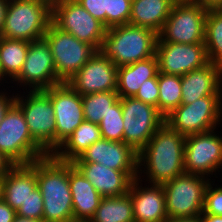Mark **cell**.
Wrapping results in <instances>:
<instances>
[{"label":"cell","instance_id":"cell-6","mask_svg":"<svg viewBox=\"0 0 222 222\" xmlns=\"http://www.w3.org/2000/svg\"><path fill=\"white\" fill-rule=\"evenodd\" d=\"M26 93L25 96L17 93L15 103L24 115L32 138L48 154H53L56 150V123L51 98L44 90H27Z\"/></svg>","mask_w":222,"mask_h":222},{"label":"cell","instance_id":"cell-8","mask_svg":"<svg viewBox=\"0 0 222 222\" xmlns=\"http://www.w3.org/2000/svg\"><path fill=\"white\" fill-rule=\"evenodd\" d=\"M222 96H205L181 104L165 117V123L183 136L218 129L222 121Z\"/></svg>","mask_w":222,"mask_h":222},{"label":"cell","instance_id":"cell-17","mask_svg":"<svg viewBox=\"0 0 222 222\" xmlns=\"http://www.w3.org/2000/svg\"><path fill=\"white\" fill-rule=\"evenodd\" d=\"M118 67L100 51L74 74L67 84L80 96L97 92L116 91Z\"/></svg>","mask_w":222,"mask_h":222},{"label":"cell","instance_id":"cell-23","mask_svg":"<svg viewBox=\"0 0 222 222\" xmlns=\"http://www.w3.org/2000/svg\"><path fill=\"white\" fill-rule=\"evenodd\" d=\"M69 183L72 194L74 220H90L99 207L102 199L101 194L72 162H69Z\"/></svg>","mask_w":222,"mask_h":222},{"label":"cell","instance_id":"cell-45","mask_svg":"<svg viewBox=\"0 0 222 222\" xmlns=\"http://www.w3.org/2000/svg\"><path fill=\"white\" fill-rule=\"evenodd\" d=\"M14 222H43V220H35L26 217L16 216Z\"/></svg>","mask_w":222,"mask_h":222},{"label":"cell","instance_id":"cell-21","mask_svg":"<svg viewBox=\"0 0 222 222\" xmlns=\"http://www.w3.org/2000/svg\"><path fill=\"white\" fill-rule=\"evenodd\" d=\"M181 104H191L205 96H222V67L209 62L181 76Z\"/></svg>","mask_w":222,"mask_h":222},{"label":"cell","instance_id":"cell-42","mask_svg":"<svg viewBox=\"0 0 222 222\" xmlns=\"http://www.w3.org/2000/svg\"><path fill=\"white\" fill-rule=\"evenodd\" d=\"M9 0H0V32L4 25L5 13Z\"/></svg>","mask_w":222,"mask_h":222},{"label":"cell","instance_id":"cell-24","mask_svg":"<svg viewBox=\"0 0 222 222\" xmlns=\"http://www.w3.org/2000/svg\"><path fill=\"white\" fill-rule=\"evenodd\" d=\"M159 68L156 55L133 64L118 67L117 89L120 98L134 97L140 85L153 77H158Z\"/></svg>","mask_w":222,"mask_h":222},{"label":"cell","instance_id":"cell-32","mask_svg":"<svg viewBox=\"0 0 222 222\" xmlns=\"http://www.w3.org/2000/svg\"><path fill=\"white\" fill-rule=\"evenodd\" d=\"M99 128L103 139L123 142L124 126L120 99L110 106V110L99 123Z\"/></svg>","mask_w":222,"mask_h":222},{"label":"cell","instance_id":"cell-15","mask_svg":"<svg viewBox=\"0 0 222 222\" xmlns=\"http://www.w3.org/2000/svg\"><path fill=\"white\" fill-rule=\"evenodd\" d=\"M51 98L56 123V149L84 121L83 102L67 82L44 90Z\"/></svg>","mask_w":222,"mask_h":222},{"label":"cell","instance_id":"cell-47","mask_svg":"<svg viewBox=\"0 0 222 222\" xmlns=\"http://www.w3.org/2000/svg\"><path fill=\"white\" fill-rule=\"evenodd\" d=\"M69 222H90V220H71Z\"/></svg>","mask_w":222,"mask_h":222},{"label":"cell","instance_id":"cell-28","mask_svg":"<svg viewBox=\"0 0 222 222\" xmlns=\"http://www.w3.org/2000/svg\"><path fill=\"white\" fill-rule=\"evenodd\" d=\"M90 222H135L130 194L102 197Z\"/></svg>","mask_w":222,"mask_h":222},{"label":"cell","instance_id":"cell-26","mask_svg":"<svg viewBox=\"0 0 222 222\" xmlns=\"http://www.w3.org/2000/svg\"><path fill=\"white\" fill-rule=\"evenodd\" d=\"M101 138L99 124L83 121L52 155L57 160L73 162Z\"/></svg>","mask_w":222,"mask_h":222},{"label":"cell","instance_id":"cell-1","mask_svg":"<svg viewBox=\"0 0 222 222\" xmlns=\"http://www.w3.org/2000/svg\"><path fill=\"white\" fill-rule=\"evenodd\" d=\"M184 146L185 136L164 123L138 153V178L162 185L184 174Z\"/></svg>","mask_w":222,"mask_h":222},{"label":"cell","instance_id":"cell-5","mask_svg":"<svg viewBox=\"0 0 222 222\" xmlns=\"http://www.w3.org/2000/svg\"><path fill=\"white\" fill-rule=\"evenodd\" d=\"M0 153L14 165L49 155L31 136L20 107L14 103L0 123Z\"/></svg>","mask_w":222,"mask_h":222},{"label":"cell","instance_id":"cell-9","mask_svg":"<svg viewBox=\"0 0 222 222\" xmlns=\"http://www.w3.org/2000/svg\"><path fill=\"white\" fill-rule=\"evenodd\" d=\"M207 11L196 2L176 1L157 42L204 43Z\"/></svg>","mask_w":222,"mask_h":222},{"label":"cell","instance_id":"cell-11","mask_svg":"<svg viewBox=\"0 0 222 222\" xmlns=\"http://www.w3.org/2000/svg\"><path fill=\"white\" fill-rule=\"evenodd\" d=\"M50 46L56 67V75L67 82L96 53V49L64 32L52 22L43 37Z\"/></svg>","mask_w":222,"mask_h":222},{"label":"cell","instance_id":"cell-14","mask_svg":"<svg viewBox=\"0 0 222 222\" xmlns=\"http://www.w3.org/2000/svg\"><path fill=\"white\" fill-rule=\"evenodd\" d=\"M13 82L23 86V91L27 86L28 91H37L62 83L56 75L50 46L44 38L29 42L23 67Z\"/></svg>","mask_w":222,"mask_h":222},{"label":"cell","instance_id":"cell-31","mask_svg":"<svg viewBox=\"0 0 222 222\" xmlns=\"http://www.w3.org/2000/svg\"><path fill=\"white\" fill-rule=\"evenodd\" d=\"M84 121L99 124L120 97L116 91L97 92L81 96Z\"/></svg>","mask_w":222,"mask_h":222},{"label":"cell","instance_id":"cell-40","mask_svg":"<svg viewBox=\"0 0 222 222\" xmlns=\"http://www.w3.org/2000/svg\"><path fill=\"white\" fill-rule=\"evenodd\" d=\"M14 164L0 153V181L8 174Z\"/></svg>","mask_w":222,"mask_h":222},{"label":"cell","instance_id":"cell-20","mask_svg":"<svg viewBox=\"0 0 222 222\" xmlns=\"http://www.w3.org/2000/svg\"><path fill=\"white\" fill-rule=\"evenodd\" d=\"M141 178L133 179L129 194L133 204L135 222H166L165 193L162 185L150 184L143 187ZM141 184V185H139Z\"/></svg>","mask_w":222,"mask_h":222},{"label":"cell","instance_id":"cell-41","mask_svg":"<svg viewBox=\"0 0 222 222\" xmlns=\"http://www.w3.org/2000/svg\"><path fill=\"white\" fill-rule=\"evenodd\" d=\"M194 2L200 4L207 10L222 8V0H195Z\"/></svg>","mask_w":222,"mask_h":222},{"label":"cell","instance_id":"cell-25","mask_svg":"<svg viewBox=\"0 0 222 222\" xmlns=\"http://www.w3.org/2000/svg\"><path fill=\"white\" fill-rule=\"evenodd\" d=\"M176 0H133L129 24L161 31Z\"/></svg>","mask_w":222,"mask_h":222},{"label":"cell","instance_id":"cell-43","mask_svg":"<svg viewBox=\"0 0 222 222\" xmlns=\"http://www.w3.org/2000/svg\"><path fill=\"white\" fill-rule=\"evenodd\" d=\"M202 222H222V216L213 214H200Z\"/></svg>","mask_w":222,"mask_h":222},{"label":"cell","instance_id":"cell-34","mask_svg":"<svg viewBox=\"0 0 222 222\" xmlns=\"http://www.w3.org/2000/svg\"><path fill=\"white\" fill-rule=\"evenodd\" d=\"M43 198L40 190L36 188L33 192H30L28 198L24 203H21V207L17 210V216L26 217L29 219L43 220Z\"/></svg>","mask_w":222,"mask_h":222},{"label":"cell","instance_id":"cell-18","mask_svg":"<svg viewBox=\"0 0 222 222\" xmlns=\"http://www.w3.org/2000/svg\"><path fill=\"white\" fill-rule=\"evenodd\" d=\"M73 162L104 163L120 171H138V153L124 142L101 138L89 146Z\"/></svg>","mask_w":222,"mask_h":222},{"label":"cell","instance_id":"cell-12","mask_svg":"<svg viewBox=\"0 0 222 222\" xmlns=\"http://www.w3.org/2000/svg\"><path fill=\"white\" fill-rule=\"evenodd\" d=\"M123 116V142L139 153L154 133L165 123L155 106L135 99L120 98Z\"/></svg>","mask_w":222,"mask_h":222},{"label":"cell","instance_id":"cell-27","mask_svg":"<svg viewBox=\"0 0 222 222\" xmlns=\"http://www.w3.org/2000/svg\"><path fill=\"white\" fill-rule=\"evenodd\" d=\"M28 48L29 41L0 37V70L5 83L9 78V82H12L19 75Z\"/></svg>","mask_w":222,"mask_h":222},{"label":"cell","instance_id":"cell-38","mask_svg":"<svg viewBox=\"0 0 222 222\" xmlns=\"http://www.w3.org/2000/svg\"><path fill=\"white\" fill-rule=\"evenodd\" d=\"M8 91L5 90L2 92L0 90V123L4 119L7 111L9 108L15 103V97L14 93L12 95H8Z\"/></svg>","mask_w":222,"mask_h":222},{"label":"cell","instance_id":"cell-36","mask_svg":"<svg viewBox=\"0 0 222 222\" xmlns=\"http://www.w3.org/2000/svg\"><path fill=\"white\" fill-rule=\"evenodd\" d=\"M135 99L142 102L151 104L158 108V99H159V87H158V77H153L148 80H145L141 85L134 96Z\"/></svg>","mask_w":222,"mask_h":222},{"label":"cell","instance_id":"cell-19","mask_svg":"<svg viewBox=\"0 0 222 222\" xmlns=\"http://www.w3.org/2000/svg\"><path fill=\"white\" fill-rule=\"evenodd\" d=\"M102 197L127 194L138 171H120L108 168L104 163L72 162Z\"/></svg>","mask_w":222,"mask_h":222},{"label":"cell","instance_id":"cell-44","mask_svg":"<svg viewBox=\"0 0 222 222\" xmlns=\"http://www.w3.org/2000/svg\"><path fill=\"white\" fill-rule=\"evenodd\" d=\"M166 222H202V220L200 216H198V217H188V218H178V219L169 218Z\"/></svg>","mask_w":222,"mask_h":222},{"label":"cell","instance_id":"cell-13","mask_svg":"<svg viewBox=\"0 0 222 222\" xmlns=\"http://www.w3.org/2000/svg\"><path fill=\"white\" fill-rule=\"evenodd\" d=\"M211 131L185 137V173L203 175L209 178L222 169V136ZM220 168V169H219Z\"/></svg>","mask_w":222,"mask_h":222},{"label":"cell","instance_id":"cell-7","mask_svg":"<svg viewBox=\"0 0 222 222\" xmlns=\"http://www.w3.org/2000/svg\"><path fill=\"white\" fill-rule=\"evenodd\" d=\"M211 177L184 173L162 184L168 218L198 217L203 212L205 190Z\"/></svg>","mask_w":222,"mask_h":222},{"label":"cell","instance_id":"cell-16","mask_svg":"<svg viewBox=\"0 0 222 222\" xmlns=\"http://www.w3.org/2000/svg\"><path fill=\"white\" fill-rule=\"evenodd\" d=\"M155 55L159 72L169 75L183 76L209 63L204 43L157 42Z\"/></svg>","mask_w":222,"mask_h":222},{"label":"cell","instance_id":"cell-49","mask_svg":"<svg viewBox=\"0 0 222 222\" xmlns=\"http://www.w3.org/2000/svg\"><path fill=\"white\" fill-rule=\"evenodd\" d=\"M180 1H190V2H194L195 0H180Z\"/></svg>","mask_w":222,"mask_h":222},{"label":"cell","instance_id":"cell-37","mask_svg":"<svg viewBox=\"0 0 222 222\" xmlns=\"http://www.w3.org/2000/svg\"><path fill=\"white\" fill-rule=\"evenodd\" d=\"M94 18L106 27V0H77Z\"/></svg>","mask_w":222,"mask_h":222},{"label":"cell","instance_id":"cell-4","mask_svg":"<svg viewBox=\"0 0 222 222\" xmlns=\"http://www.w3.org/2000/svg\"><path fill=\"white\" fill-rule=\"evenodd\" d=\"M52 19V0H9L0 37L42 39Z\"/></svg>","mask_w":222,"mask_h":222},{"label":"cell","instance_id":"cell-29","mask_svg":"<svg viewBox=\"0 0 222 222\" xmlns=\"http://www.w3.org/2000/svg\"><path fill=\"white\" fill-rule=\"evenodd\" d=\"M204 45L208 61L222 67V10L209 9L205 21Z\"/></svg>","mask_w":222,"mask_h":222},{"label":"cell","instance_id":"cell-48","mask_svg":"<svg viewBox=\"0 0 222 222\" xmlns=\"http://www.w3.org/2000/svg\"><path fill=\"white\" fill-rule=\"evenodd\" d=\"M5 79L3 78L2 72L0 70V83L3 82Z\"/></svg>","mask_w":222,"mask_h":222},{"label":"cell","instance_id":"cell-33","mask_svg":"<svg viewBox=\"0 0 222 222\" xmlns=\"http://www.w3.org/2000/svg\"><path fill=\"white\" fill-rule=\"evenodd\" d=\"M131 0H106V28L129 24Z\"/></svg>","mask_w":222,"mask_h":222},{"label":"cell","instance_id":"cell-3","mask_svg":"<svg viewBox=\"0 0 222 222\" xmlns=\"http://www.w3.org/2000/svg\"><path fill=\"white\" fill-rule=\"evenodd\" d=\"M158 34L145 27L124 24L106 29L99 51L117 67L155 56Z\"/></svg>","mask_w":222,"mask_h":222},{"label":"cell","instance_id":"cell-39","mask_svg":"<svg viewBox=\"0 0 222 222\" xmlns=\"http://www.w3.org/2000/svg\"><path fill=\"white\" fill-rule=\"evenodd\" d=\"M17 213L3 199L0 200V222H14Z\"/></svg>","mask_w":222,"mask_h":222},{"label":"cell","instance_id":"cell-30","mask_svg":"<svg viewBox=\"0 0 222 222\" xmlns=\"http://www.w3.org/2000/svg\"><path fill=\"white\" fill-rule=\"evenodd\" d=\"M158 87V110L164 117H166L181 105V76L159 72Z\"/></svg>","mask_w":222,"mask_h":222},{"label":"cell","instance_id":"cell-10","mask_svg":"<svg viewBox=\"0 0 222 222\" xmlns=\"http://www.w3.org/2000/svg\"><path fill=\"white\" fill-rule=\"evenodd\" d=\"M51 22L60 30L88 43L99 51L106 27L77 0H52Z\"/></svg>","mask_w":222,"mask_h":222},{"label":"cell","instance_id":"cell-46","mask_svg":"<svg viewBox=\"0 0 222 222\" xmlns=\"http://www.w3.org/2000/svg\"><path fill=\"white\" fill-rule=\"evenodd\" d=\"M2 194H3V184L2 181H0V200H2Z\"/></svg>","mask_w":222,"mask_h":222},{"label":"cell","instance_id":"cell-22","mask_svg":"<svg viewBox=\"0 0 222 222\" xmlns=\"http://www.w3.org/2000/svg\"><path fill=\"white\" fill-rule=\"evenodd\" d=\"M2 199L17 212L37 188L36 160L30 164L14 165L2 180Z\"/></svg>","mask_w":222,"mask_h":222},{"label":"cell","instance_id":"cell-2","mask_svg":"<svg viewBox=\"0 0 222 222\" xmlns=\"http://www.w3.org/2000/svg\"><path fill=\"white\" fill-rule=\"evenodd\" d=\"M37 188L43 198V222L74 220L69 183V162L52 154L36 160Z\"/></svg>","mask_w":222,"mask_h":222},{"label":"cell","instance_id":"cell-35","mask_svg":"<svg viewBox=\"0 0 222 222\" xmlns=\"http://www.w3.org/2000/svg\"><path fill=\"white\" fill-rule=\"evenodd\" d=\"M212 183L213 181H210L206 187L204 208L201 214L222 216V185L214 187Z\"/></svg>","mask_w":222,"mask_h":222}]
</instances>
